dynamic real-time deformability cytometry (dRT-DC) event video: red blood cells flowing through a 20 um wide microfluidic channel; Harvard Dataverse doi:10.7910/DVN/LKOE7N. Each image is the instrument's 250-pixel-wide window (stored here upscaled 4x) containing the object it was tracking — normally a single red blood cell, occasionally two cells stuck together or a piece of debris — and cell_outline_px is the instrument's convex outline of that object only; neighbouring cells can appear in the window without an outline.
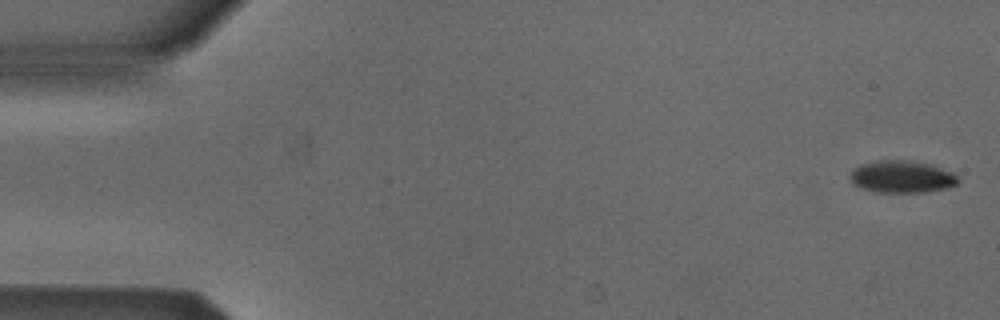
{"species": "Egyptian fruit bat (a non-hibernating species)", "species_latin": "Rousettus aegyptiacus", "temperature_condition": "cold", "stored_images_in_passage": 6, "segment_of_instrument_passage": [1, 2], "camera_frame_rate_fps": 3000, "um_per_image_px": 0.085, "animal": {"sex": "male"}, "frame": {"image": 1, "passage_image": 1, "time_ms": 0.0, "image_size_px": [1000, 320], "cell_outline_px": [[960, 180], [956, 184], [948, 188], [924, 192], [876, 192], [860, 188], [852, 184], [848, 180], [848, 176], [852, 168], [860, 164], [880, 160], [904, 160], [928, 164], [952, 172]], "centroid_in_image_um": [76.57, 15.03], "position_along_channel_um": 8.4, "area_um2": 20.4}}
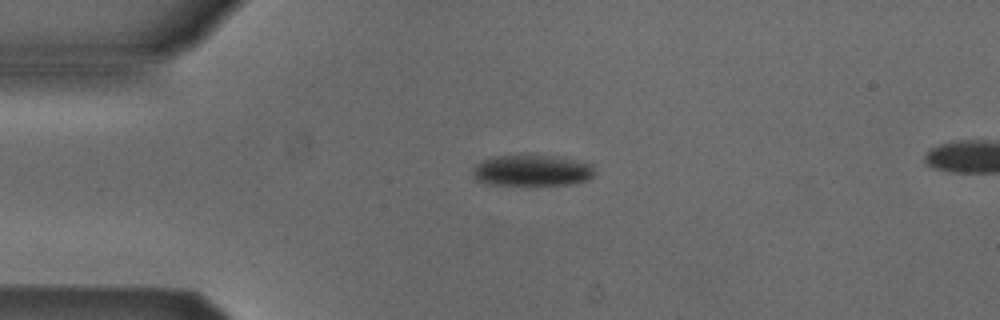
{"frame": {"image": 2, "passage_image": 4, "time_ms": 1.0, "image_size_px": [1000, 320], "cell_outline_px": [[596, 172], [588, 180], [576, 184], [484, 184], [476, 180], [472, 176], [472, 168], [476, 164], [484, 160], [496, 156], [556, 156], [592, 164]], "centroid_in_image_um": [45.22, 14.5], "position_along_channel_um": 39.8, "area_um2": 21.96}}